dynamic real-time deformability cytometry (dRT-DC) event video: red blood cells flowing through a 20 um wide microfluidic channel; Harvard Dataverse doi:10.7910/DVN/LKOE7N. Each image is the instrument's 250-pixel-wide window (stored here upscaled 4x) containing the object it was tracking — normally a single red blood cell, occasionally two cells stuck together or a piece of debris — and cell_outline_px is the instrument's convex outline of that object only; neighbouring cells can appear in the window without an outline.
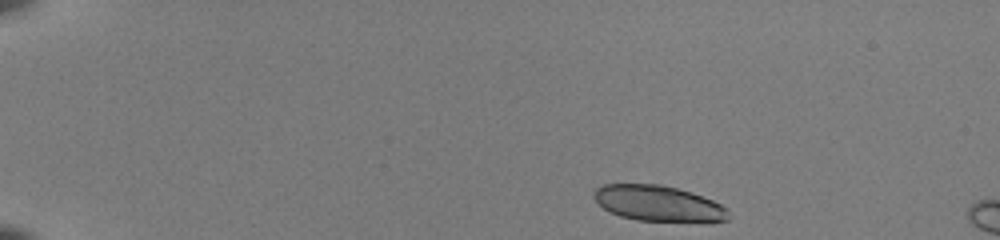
{"species": "common noctule bat (a hibernating species)", "species_latin": "Nyctalus noctula", "temperature_condition": "room temperature", "stored_images_in_passage": 7, "camera_frame_rate_fps": 3000, "um_per_image_px": 0.085, "animal": {"sex": "female", "body_mass_g": 22.0, "forearm_length_mm": 56.7}, "frame": {"image": 1, "passage_image": 1, "time_ms": 0.0, "image_size_px": [1000, 240], "cell_outline_px": [[732, 216], [728, 220], [636, 220], [620, 216], [608, 212], [592, 196], [596, 188], [604, 184], [660, 184], [692, 192], [712, 200], [728, 208]], "centroid_in_image_um": [55.93, 17.27], "position_along_channel_um": 29.1, "area_um2": 27.63}}